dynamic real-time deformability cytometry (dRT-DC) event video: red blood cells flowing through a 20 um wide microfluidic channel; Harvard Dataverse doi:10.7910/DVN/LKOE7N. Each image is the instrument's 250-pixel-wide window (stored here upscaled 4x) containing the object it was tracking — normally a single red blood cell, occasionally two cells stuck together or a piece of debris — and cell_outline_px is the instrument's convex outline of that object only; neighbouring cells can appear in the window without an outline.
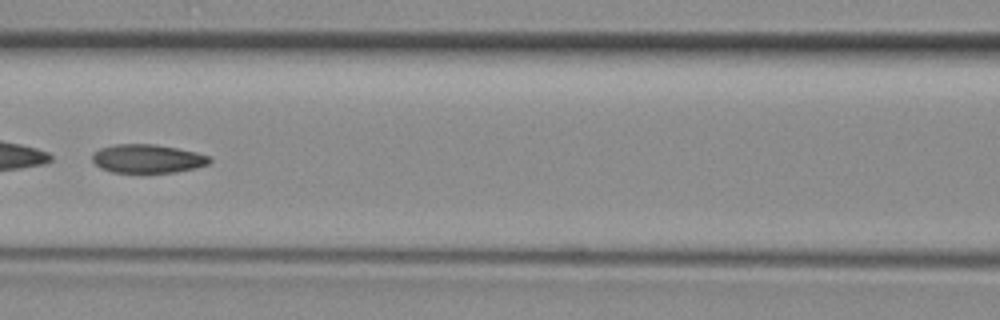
{"species": "common noctule bat (a hibernating species)", "species_latin": "Nyctalus noctula", "temperature_condition": "room temperature", "stored_images_in_passage": 47, "camera_frame_rate_fps": 3000, "um_per_image_px": 0.085, "animal": {"sex": "female", "body_mass_g": 29.2, "forearm_length_mm": 56.3}, "frame": {"image": 1, "passage_image": 21, "time_ms": 6.667, "image_size_px": [1000, 320], "cell_outline_px": [[212, 160], [208, 164], [196, 168], [176, 172], [112, 172], [100, 168], [92, 160], [92, 152], [100, 148], [112, 144], [152, 144], [176, 148], [196, 152], [208, 156]], "centroid_in_image_um": [12.51, 13.48], "position_along_channel_um": 154.1, "area_um2": 19.54}}